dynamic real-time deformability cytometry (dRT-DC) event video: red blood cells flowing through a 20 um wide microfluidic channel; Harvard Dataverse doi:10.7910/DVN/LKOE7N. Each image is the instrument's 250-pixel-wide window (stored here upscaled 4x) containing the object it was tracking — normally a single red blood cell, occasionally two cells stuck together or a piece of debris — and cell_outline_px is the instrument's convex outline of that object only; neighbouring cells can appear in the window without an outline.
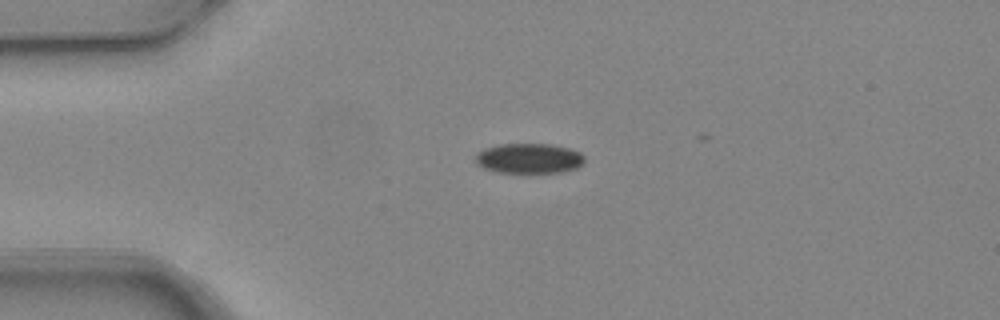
{"species": "common noctule bat (a hibernating species)", "species_latin": "Nyctalus noctula", "temperature_condition": "warm", "stored_images_in_passage": 2, "camera_frame_rate_fps": 3000, "um_per_image_px": 0.085, "animal": {"sex": "female", "body_mass_g": 24.6, "forearm_length_mm": 56.2}, "frame": {"image": 1, "passage_image": 1, "time_ms": 0.0, "image_size_px": [1000, 320], "cell_outline_px": [[584, 160], [576, 168], [564, 172], [496, 172], [484, 168], [476, 164], [476, 156], [484, 148], [500, 144], [552, 144], [568, 148], [580, 152], [584, 156]], "centroid_in_image_um": [44.97, 13.46], "position_along_channel_um": 40.0, "area_um2": 18.96}}